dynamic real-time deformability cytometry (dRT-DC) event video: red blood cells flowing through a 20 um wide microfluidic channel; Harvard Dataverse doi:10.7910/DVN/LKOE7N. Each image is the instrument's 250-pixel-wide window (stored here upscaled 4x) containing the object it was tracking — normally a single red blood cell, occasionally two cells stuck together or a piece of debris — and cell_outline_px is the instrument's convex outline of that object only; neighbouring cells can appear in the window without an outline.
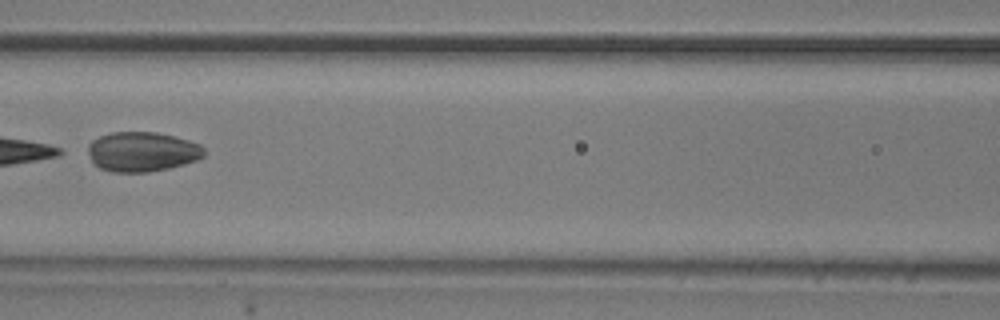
{"species": "common noctule bat (a hibernating species)", "species_latin": "Nyctalus noctula", "temperature_condition": "room temperature", "stored_images_in_passage": 4, "camera_frame_rate_fps": 3000, "um_per_image_px": 0.085, "animal": {"sex": "male", "body_mass_g": 20.5, "forearm_length_mm": 52.5}, "frame": {"image": 1, "passage_image": 3, "time_ms": 2.667, "image_size_px": [1000, 320], "cell_outline_px": [[204, 156], [196, 160], [184, 164], [168, 168], [148, 172], [112, 172], [100, 168], [92, 164], [88, 152], [88, 144], [92, 140], [100, 136], [112, 132], [156, 132], [188, 140], [200, 144], [204, 148]], "centroid_in_image_um": [12.05, 12.9], "position_along_channel_um": 154.5, "area_um2": 26.93}}